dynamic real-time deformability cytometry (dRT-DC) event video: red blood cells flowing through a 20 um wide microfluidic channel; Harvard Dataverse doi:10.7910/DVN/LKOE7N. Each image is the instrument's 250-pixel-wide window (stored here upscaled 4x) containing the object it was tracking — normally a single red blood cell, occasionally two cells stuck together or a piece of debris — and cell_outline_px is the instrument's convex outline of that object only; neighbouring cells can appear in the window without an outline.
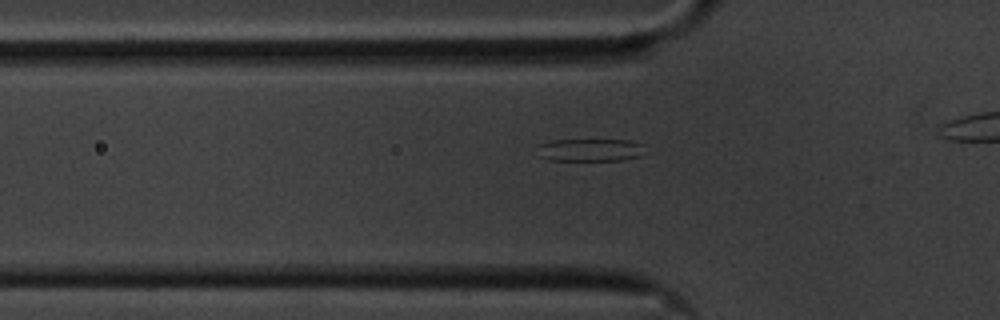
{"species": "common noctule bat (a hibernating species)", "species_latin": "Nyctalus noctula", "temperature_condition": "cold", "stored_images_in_passage": 37, "segment_of_instrument_passage": [1, 2], "camera_frame_rate_fps": 3000, "um_per_image_px": 0.085, "animal": {"sex": "male", "body_mass_g": 20.1, "forearm_length_mm": 53.5}, "frame": {"image": 1, "passage_image": 10, "time_ms": 3.0, "image_size_px": [1000, 320], "cell_outline_px": [[644, 144], [640, 156], [620, 160], [548, 160], [536, 156], [536, 144], [552, 140], [628, 140]], "centroid_in_image_um": [50.04, 12.74], "position_along_channel_um": 75.8, "area_um2": 14.39}}
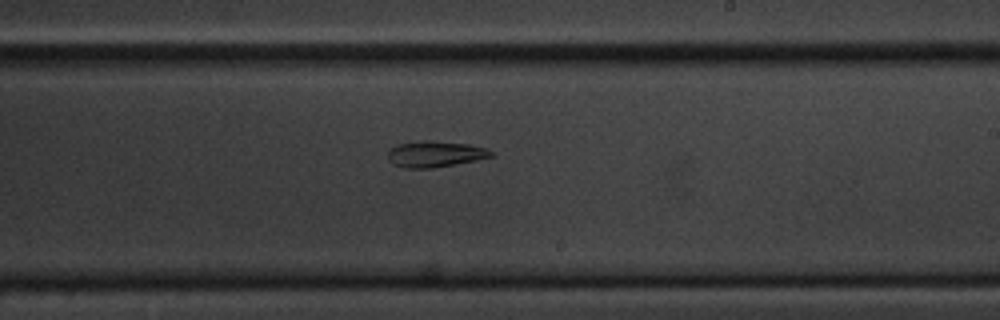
{"frame": {"image": 2, "passage_image": 25, "time_ms": 8.0, "image_size_px": [1000, 320], "cell_outline_px": [[492, 156], [476, 160], [432, 168], [404, 168], [392, 164], [388, 160], [388, 152], [392, 148], [400, 144], [424, 140], [428, 140], [468, 144], [488, 148], [492, 152]], "centroid_in_image_um": [36.97, 13.1], "position_along_channel_um": 252.0, "area_um2": 15.55}}
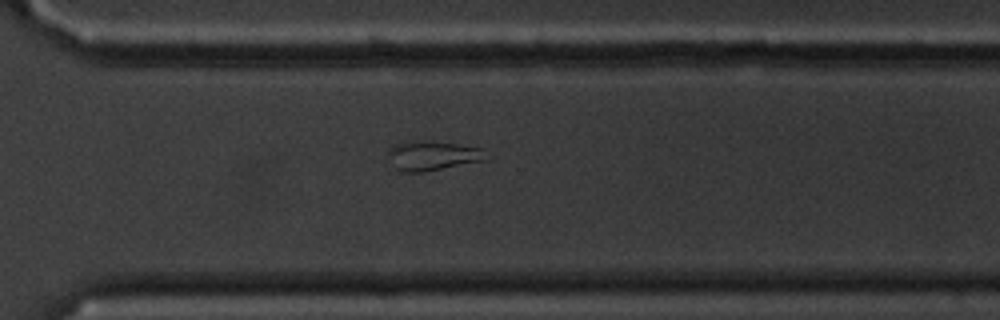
{"frame": {"image": 3, "passage_image": 32, "time_ms": 10.333, "image_size_px": [1000, 320], "cell_outline_px": [[492, 156], [488, 160], [424, 172], [400, 172], [396, 168], [388, 156], [388, 148], [396, 144], [456, 144], [480, 148]], "centroid_in_image_um": [36.86, 13.31], "position_along_channel_um": 333.7, "area_um2": 16.07}}